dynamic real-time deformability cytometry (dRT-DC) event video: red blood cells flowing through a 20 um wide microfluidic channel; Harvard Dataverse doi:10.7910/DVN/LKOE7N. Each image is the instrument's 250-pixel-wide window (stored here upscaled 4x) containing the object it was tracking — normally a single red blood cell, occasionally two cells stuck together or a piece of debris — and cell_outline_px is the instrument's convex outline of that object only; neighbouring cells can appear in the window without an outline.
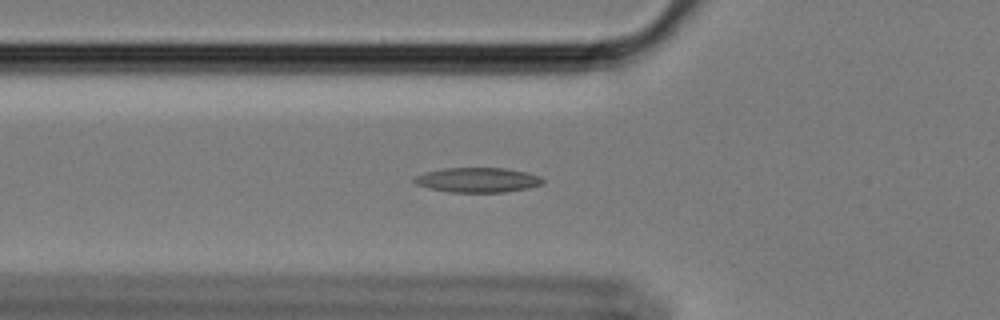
{"species": "Egyptian fruit bat (a non-hibernating species)", "species_latin": "Rousettus aegyptiacus", "temperature_condition": "cold", "stored_images_in_passage": 59, "camera_frame_rate_fps": 3000, "um_per_image_px": 0.085, "animal": {"sex": "female"}, "frame": {"image": 1, "passage_image": 21, "time_ms": 6.667, "image_size_px": [1000, 320], "cell_outline_px": [[544, 184], [528, 188], [504, 192], [452, 192], [432, 188], [416, 184], [412, 180], [416, 176], [424, 172], [444, 168], [504, 168], [528, 172], [540, 176], [544, 180]], "centroid_in_image_um": [40.64, 15.29], "position_along_channel_um": 85.2, "area_um2": 18.5}}
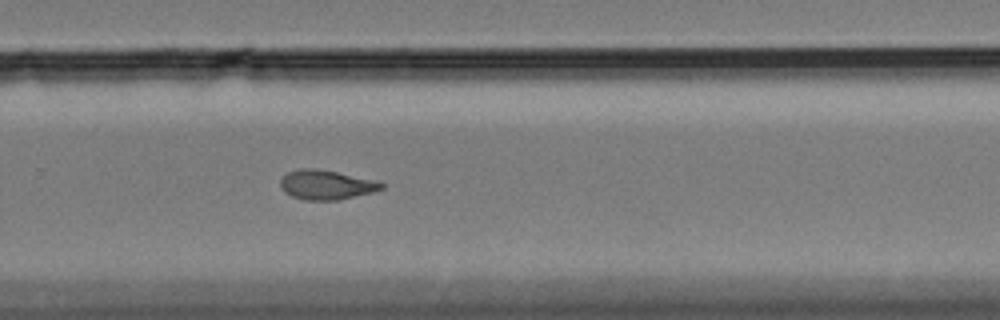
{"frame": {"image": 2, "passage_image": 40, "time_ms": 13.0, "image_size_px": [1000, 320], "cell_outline_px": [[384, 188], [372, 192], [336, 200], [304, 200], [292, 196], [284, 192], [280, 184], [280, 180], [288, 172], [300, 168], [312, 168], [336, 172], [372, 180], [384, 184]], "centroid_in_image_um": [27.68, 15.71], "position_along_channel_um": 302.1, "area_um2": 16.99}}
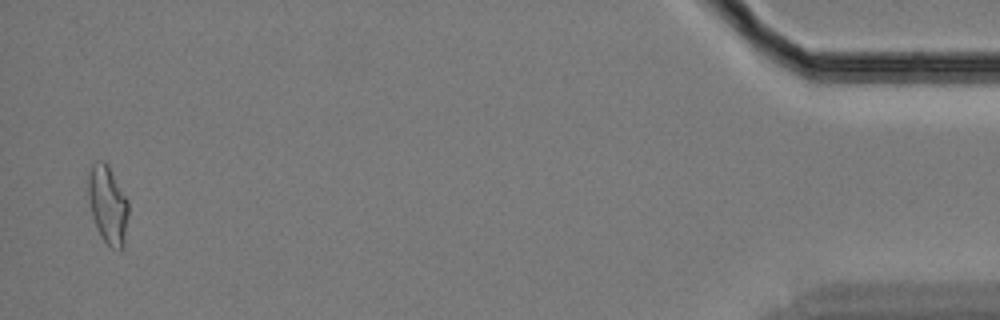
{"frame": {"image": 3, "passage_image": 58, "time_ms": 19.0, "image_size_px": [1000, 320], "cell_outline_px": [[128, 216], [124, 248], [120, 252], [112, 248], [100, 236], [92, 216], [88, 196], [88, 172], [92, 164], [96, 160], [104, 160], [108, 164], [128, 200]], "centroid_in_image_um": [9.17, 17.41], "position_along_channel_um": 426.0, "area_um2": 18.61}, "authors_computed_cell_mechanics": {"area_um2": 17.7446, "velocity_mm_per_s": 3.4088, "shape_relaxation_time_tau1_ms": null, "shape_relaxation_time_tau2_ms": 9.5696, "deformation_change_tau1": null, "deformation_change_tau2": 0.1663}}